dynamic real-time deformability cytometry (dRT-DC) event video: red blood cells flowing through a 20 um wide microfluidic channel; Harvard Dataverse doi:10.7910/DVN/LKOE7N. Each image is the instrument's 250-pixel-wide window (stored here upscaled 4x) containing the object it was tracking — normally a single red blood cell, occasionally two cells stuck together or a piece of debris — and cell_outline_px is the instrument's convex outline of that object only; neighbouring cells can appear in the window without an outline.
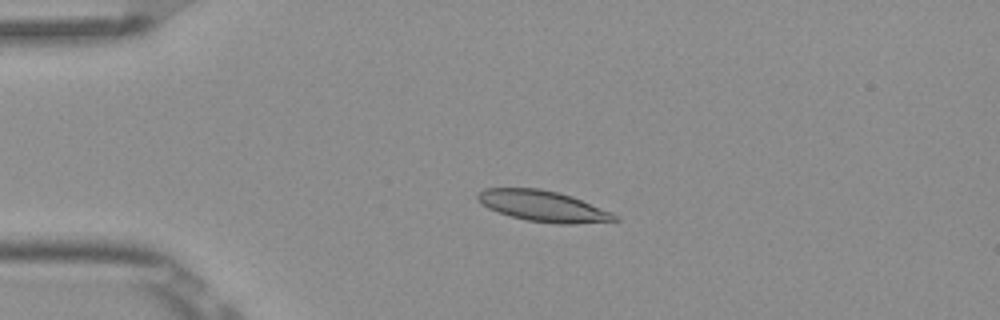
{"species": "Egyptian fruit bat (a non-hibernating species)", "species_latin": "Rousettus aegyptiacus", "temperature_condition": "room temperature", "stored_images_in_passage": 5, "camera_frame_rate_fps": 3000, "um_per_image_px": 0.085, "frame": {"image": 1, "passage_image": 4, "time_ms": 1.0, "image_size_px": [1000, 320], "cell_outline_px": [[620, 220], [576, 224], [556, 224], [528, 220], [512, 216], [488, 208], [476, 200], [476, 192], [484, 188], [540, 188], [572, 196], [612, 212], [620, 216]], "centroid_in_image_um": [46.17, 17.51], "position_along_channel_um": 38.8, "area_um2": 24.74}}
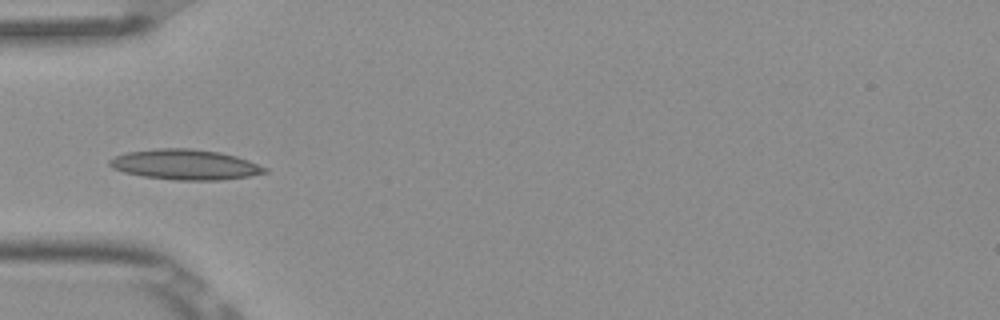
{"frame": {"image": 2, "passage_image": 5, "time_ms": 1.333, "image_size_px": [1000, 320], "cell_outline_px": [[268, 172], [248, 176], [220, 180], [176, 180], [144, 176], [124, 172], [112, 168], [108, 164], [108, 160], [116, 156], [128, 152], [156, 148], [188, 148], [220, 152], [236, 156], [248, 160], [268, 168]], "centroid_in_image_um": [15.74, 13.98], "position_along_channel_um": 69.3, "area_um2": 27.28}}